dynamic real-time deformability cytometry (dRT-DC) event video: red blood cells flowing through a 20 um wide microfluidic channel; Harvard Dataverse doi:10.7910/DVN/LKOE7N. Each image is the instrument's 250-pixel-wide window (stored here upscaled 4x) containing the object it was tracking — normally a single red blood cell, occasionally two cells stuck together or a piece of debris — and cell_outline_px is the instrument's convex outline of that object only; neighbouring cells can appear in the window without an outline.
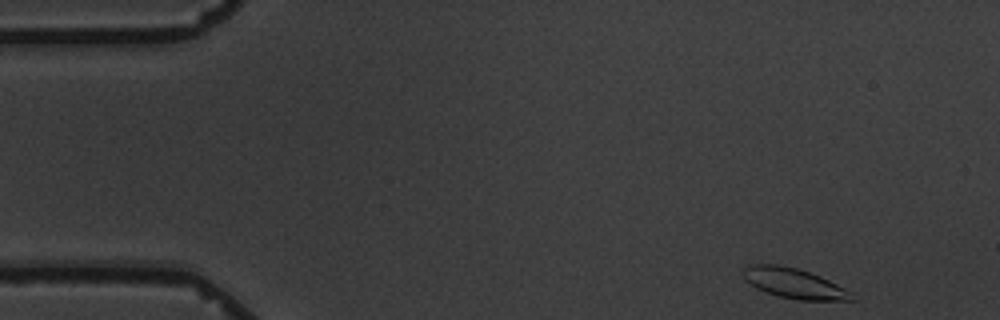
{"species": "common noctule bat (a hibernating species)", "species_latin": "Nyctalus noctula", "temperature_condition": "warm", "stored_images_in_passage": 4, "camera_frame_rate_fps": 3000, "um_per_image_px": 0.085, "animal": {"sex": "male", "body_mass_g": 19.5, "forearm_length_mm": 54.6}, "frame": {"image": 1, "passage_image": 1, "time_ms": 0.0, "image_size_px": [1000, 320], "cell_outline_px": [[856, 300], [796, 300], [764, 292], [756, 288], [744, 280], [744, 268], [748, 264], [776, 264], [796, 268], [820, 276], [852, 292]], "centroid_in_image_um": [67.47, 24.09], "position_along_channel_um": 17.5, "area_um2": 18.96}}